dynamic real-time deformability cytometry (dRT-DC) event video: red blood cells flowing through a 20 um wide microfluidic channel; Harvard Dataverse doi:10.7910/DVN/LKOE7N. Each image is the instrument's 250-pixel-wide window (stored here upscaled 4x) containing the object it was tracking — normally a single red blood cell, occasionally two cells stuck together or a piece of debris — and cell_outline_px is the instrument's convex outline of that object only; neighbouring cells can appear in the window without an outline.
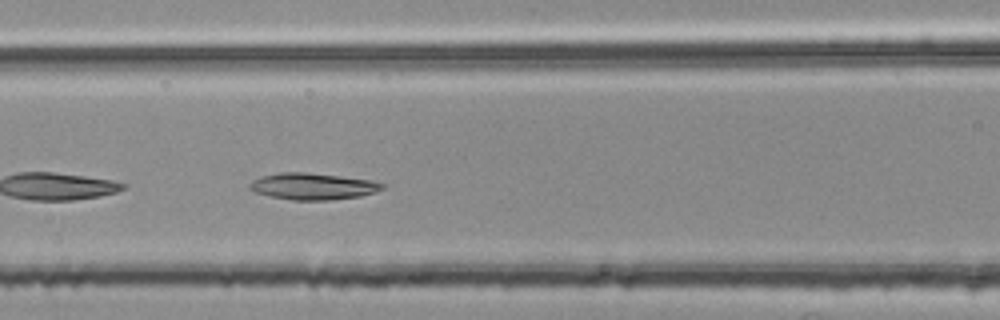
{"species": "common noctule bat (a hibernating species)", "species_latin": "Nyctalus noctula", "temperature_condition": "room temperature", "stored_images_in_passage": 46, "camera_frame_rate_fps": 3000, "um_per_image_px": 0.085, "animal": {"sex": "female", "body_mass_g": 25.1}, "frame": {"image": 1, "passage_image": 19, "time_ms": 6.0, "image_size_px": [1000, 320], "cell_outline_px": [[384, 188], [376, 192], [360, 196], [328, 200], [292, 200], [272, 196], [256, 192], [248, 188], [248, 184], [252, 180], [264, 176], [280, 172], [304, 172], [340, 176], [372, 180], [384, 184]], "centroid_in_image_um": [26.6, 15.83], "position_along_channel_um": 140.0, "area_um2": 20.4}}
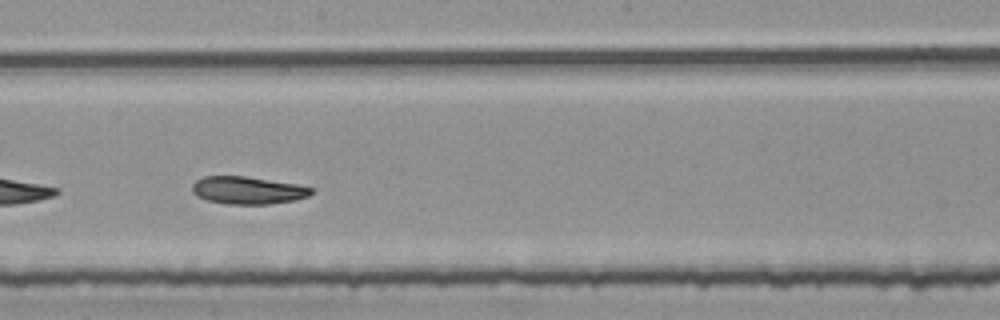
{"frame": {"image": 2, "passage_image": 26, "time_ms": 8.333, "image_size_px": [1000, 320], "cell_outline_px": [[312, 192], [308, 196], [292, 200], [268, 204], [228, 204], [208, 200], [196, 196], [192, 192], [192, 184], [196, 180], [204, 176], [244, 176], [300, 184], [312, 188]], "centroid_in_image_um": [21.04, 16.16], "position_along_channel_um": 227.2, "area_um2": 19.07}}
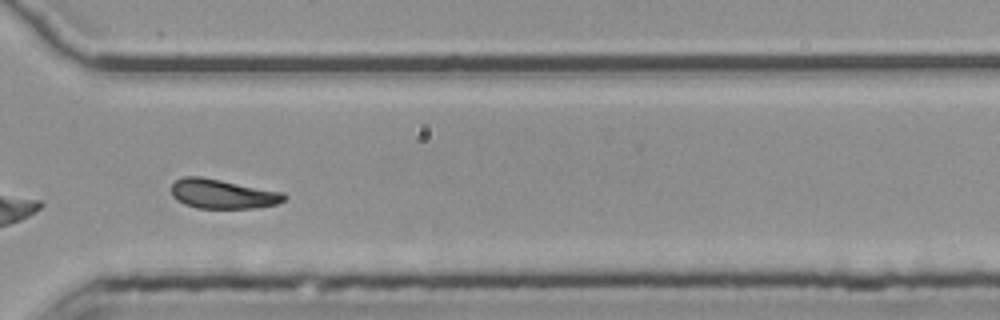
{"frame": {"image": 3, "passage_image": 36, "time_ms": 11.667, "image_size_px": [1000, 320], "cell_outline_px": [[288, 196], [284, 200], [276, 204], [256, 208], [196, 208], [184, 204], [176, 200], [172, 196], [172, 184], [176, 180], [184, 176], [200, 176], [284, 192]], "centroid_in_image_um": [18.92, 16.48], "position_along_channel_um": 351.7, "area_um2": 19.42}, "authors_computed_cell_mechanics": {"area_um2": 19.7098, "velocity_mm_per_s": 3.739, "shape_relaxation_time_tau1_ms": 5.2953, "shape_relaxation_time_tau2_ms": null, "deformation_change_tau1": 0.1637, "deformation_change_tau2": null}}